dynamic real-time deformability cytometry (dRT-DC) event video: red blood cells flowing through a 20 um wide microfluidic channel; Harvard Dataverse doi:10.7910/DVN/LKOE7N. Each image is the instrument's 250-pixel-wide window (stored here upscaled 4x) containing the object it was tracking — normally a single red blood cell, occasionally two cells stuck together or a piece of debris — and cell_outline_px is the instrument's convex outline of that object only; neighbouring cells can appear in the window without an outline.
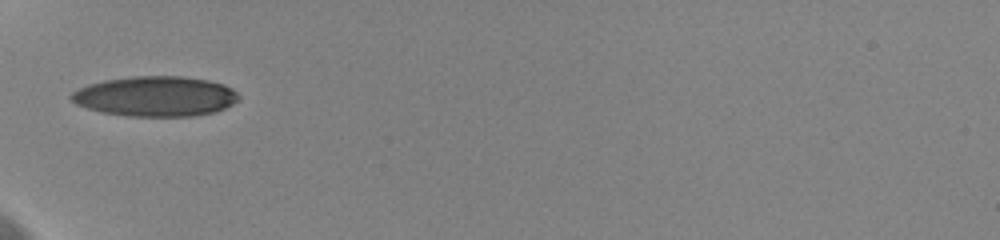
{"species": "human", "species_latin": "Homo sapiens", "temperature_condition": "cold", "stored_images_in_passage": 36, "camera_frame_rate_fps": 3000, "um_per_image_px": 0.085, "donor": {"sex": "female"}, "frame": {"image": 1, "passage_image": 1, "time_ms": 0.0, "image_size_px": [1000, 240], "cell_outline_px": [[240, 100], [216, 112], [192, 116], [132, 116], [104, 112], [88, 108], [76, 104], [68, 96], [72, 92], [88, 84], [104, 80], [132, 76], [184, 76], [208, 80], [224, 84], [232, 88], [240, 96]], "centroid_in_image_um": [13.24, 8.18], "position_along_channel_um": 71.8, "area_um2": 39.19}}
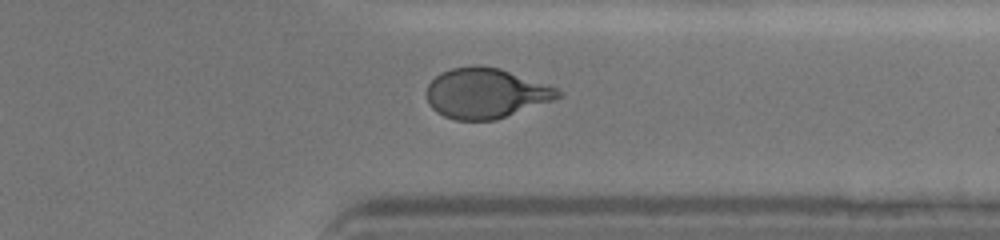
{"frame": {"image": 2, "passage_image": 26, "time_ms": 8.333, "image_size_px": [1000, 240], "cell_outline_px": [[564, 96], [556, 100], [496, 120], [456, 120], [444, 116], [436, 112], [428, 104], [424, 92], [428, 84], [440, 72], [452, 68], [472, 64], [480, 64], [500, 68], [556, 88]], "centroid_in_image_um": [41.26, 7.92], "position_along_channel_um": 370.1, "area_um2": 38.9}}
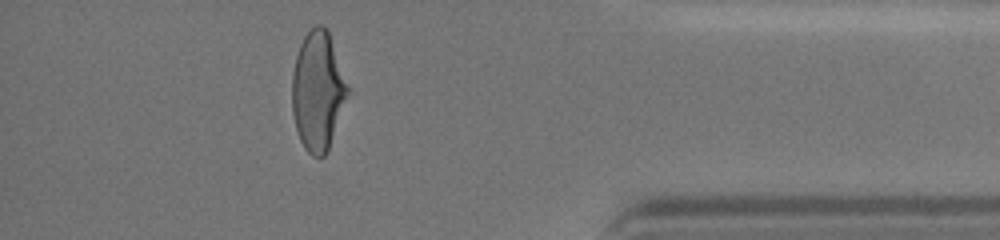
{"frame": {"image": 3, "passage_image": 31, "time_ms": 10.0, "image_size_px": [1000, 240], "cell_outline_px": [[348, 92], [328, 152], [324, 156], [312, 156], [304, 148], [300, 140], [296, 128], [292, 112], [292, 72], [296, 56], [300, 44], [304, 36], [316, 24], [320, 24], [328, 28], [348, 88]], "centroid_in_image_um": [26.99, 7.73], "position_along_channel_um": 408.2, "area_um2": 38.26}, "authors_computed_cell_mechanics": {"area_um2": 38.8994, "velocity_mm_per_s": 3.6325, "shape_relaxation_time_tau1_ms": 3.4993, "shape_relaxation_time_tau2_ms": 0.8994, "deformation_change_tau1": 0.1561, "deformation_change_tau2": 0.0616}}